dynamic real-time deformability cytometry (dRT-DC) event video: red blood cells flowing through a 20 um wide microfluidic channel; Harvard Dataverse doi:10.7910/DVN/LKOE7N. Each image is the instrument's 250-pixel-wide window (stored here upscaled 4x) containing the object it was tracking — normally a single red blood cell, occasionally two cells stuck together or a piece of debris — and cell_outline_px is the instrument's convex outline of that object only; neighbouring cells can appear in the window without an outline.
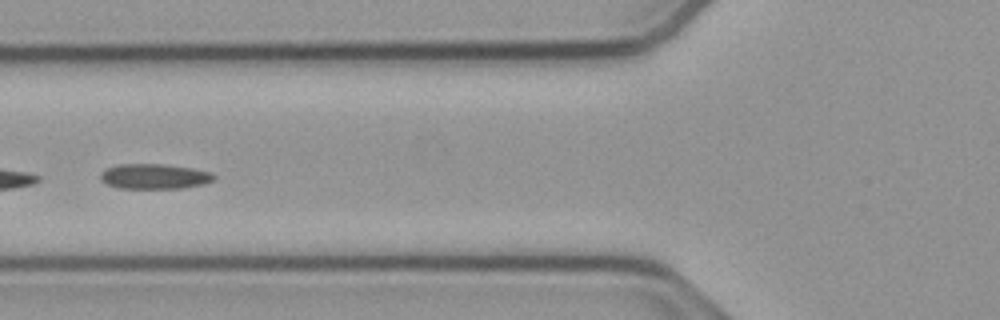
{"species": "common noctule bat (a hibernating species)", "species_latin": "Nyctalus noctula", "temperature_condition": "cold", "stored_images_in_passage": 23, "camera_frame_rate_fps": 3000, "um_per_image_px": 0.085, "animal": {"sex": "male", "body_mass_g": 23.1, "forearm_length_mm": 52.7}, "frame": {"image": 1, "passage_image": 20, "time_ms": 6.333, "image_size_px": [1000, 320], "cell_outline_px": [[216, 180], [204, 184], [184, 188], [120, 188], [108, 184], [100, 180], [100, 172], [116, 164], [164, 164], [192, 168], [212, 172], [216, 176]], "centroid_in_image_um": [13.16, 14.99], "position_along_channel_um": 112.6, "area_um2": 16.76}}